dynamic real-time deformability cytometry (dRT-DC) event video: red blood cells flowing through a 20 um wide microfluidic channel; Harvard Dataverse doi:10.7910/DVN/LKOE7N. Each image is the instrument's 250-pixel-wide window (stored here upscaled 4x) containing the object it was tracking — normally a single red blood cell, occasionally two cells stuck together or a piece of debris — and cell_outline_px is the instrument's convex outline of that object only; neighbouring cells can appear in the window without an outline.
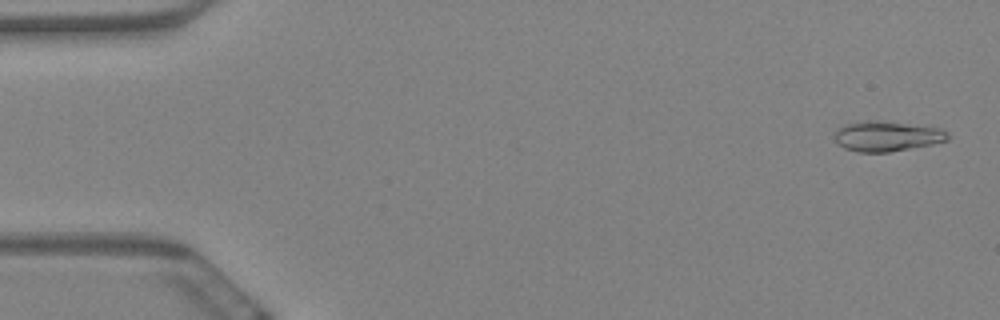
{"species": "Egyptian fruit bat (a non-hibernating species)", "species_latin": "Rousettus aegyptiacus", "temperature_condition": "warm", "stored_images_in_passage": 59, "camera_frame_rate_fps": 3000, "um_per_image_px": 0.085, "animal": {"sex": "female"}, "frame": {"image": 1, "passage_image": 2, "time_ms": 0.333, "image_size_px": [1000, 320], "cell_outline_px": [[948, 140], [932, 144], [888, 152], [860, 152], [844, 148], [836, 140], [836, 132], [844, 124], [864, 120], [880, 120], [940, 128], [948, 132]], "centroid_in_image_um": [75.4, 11.56], "position_along_channel_um": 9.6, "area_um2": 19.71}}
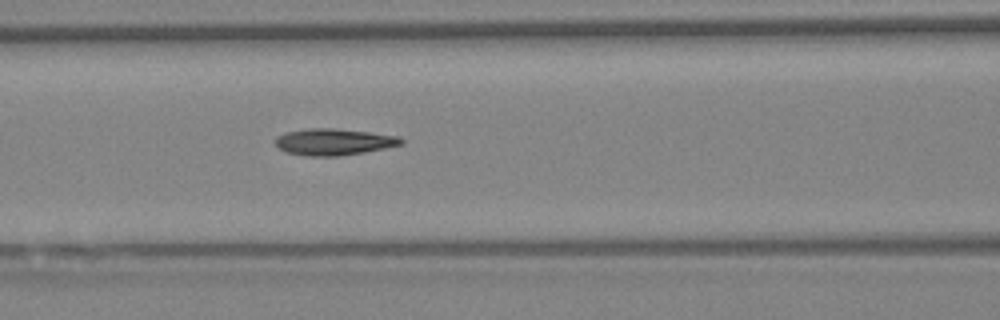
{"frame": {"image": 2, "passage_image": 25, "time_ms": 8.0, "image_size_px": [1000, 320], "cell_outline_px": [[404, 140], [400, 144], [384, 148], [364, 152], [340, 156], [304, 156], [284, 152], [276, 144], [276, 136], [284, 132], [308, 128], [332, 128], [368, 132], [400, 136]], "centroid_in_image_um": [28.33, 12.06], "position_along_channel_um": 138.3, "area_um2": 19.48}}
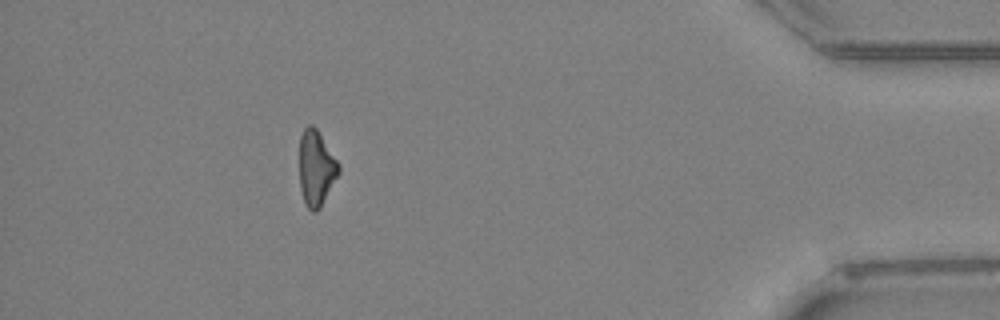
{"frame": {"image": 3, "passage_image": 53, "time_ms": 17.333, "image_size_px": [1000, 320], "cell_outline_px": [[340, 172], [320, 208], [316, 212], [312, 212], [308, 208], [304, 200], [300, 188], [300, 136], [304, 128], [308, 124], [312, 124], [316, 128], [340, 164]], "centroid_in_image_um": [26.88, 14.29], "position_along_channel_um": 408.3, "area_um2": 17.22}, "authors_computed_cell_mechanics": {"area_um2": 18.5538, "velocity_mm_per_s": 3.4738, "shape_relaxation_time_tau1_ms": 10.2238, "shape_relaxation_time_tau2_ms": 6.2222, "deformation_change_tau1": 0.2186, "deformation_change_tau2": 0.1545}}